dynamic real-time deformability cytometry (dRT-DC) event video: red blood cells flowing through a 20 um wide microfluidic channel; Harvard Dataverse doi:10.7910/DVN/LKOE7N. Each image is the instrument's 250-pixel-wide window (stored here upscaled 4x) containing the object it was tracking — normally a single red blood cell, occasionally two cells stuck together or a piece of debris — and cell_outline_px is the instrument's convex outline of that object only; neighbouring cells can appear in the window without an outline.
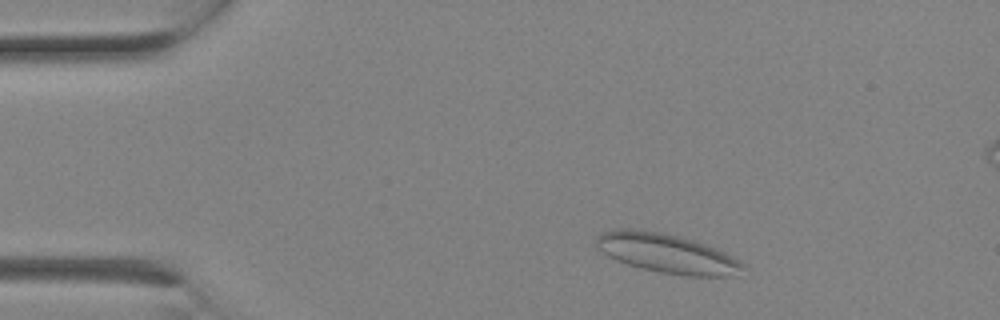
{"species": "Egyptian fruit bat (a non-hibernating species)", "species_latin": "Rousettus aegyptiacus", "temperature_condition": "room temperature", "stored_images_in_passage": 2, "camera_frame_rate_fps": 3000, "um_per_image_px": 0.085, "animal": {"sex": "female"}, "frame": {"image": 1, "passage_image": 2, "time_ms": 0.333, "image_size_px": [1000, 320], "cell_outline_px": [[744, 268], [740, 276], [688, 276], [660, 272], [640, 268], [616, 260], [600, 252], [596, 248], [596, 236], [600, 232], [616, 228], [640, 228], [680, 236], [716, 248], [740, 260], [744, 264]], "centroid_in_image_um": [56.66, 21.53], "position_along_channel_um": 28.3, "area_um2": 34.1}}